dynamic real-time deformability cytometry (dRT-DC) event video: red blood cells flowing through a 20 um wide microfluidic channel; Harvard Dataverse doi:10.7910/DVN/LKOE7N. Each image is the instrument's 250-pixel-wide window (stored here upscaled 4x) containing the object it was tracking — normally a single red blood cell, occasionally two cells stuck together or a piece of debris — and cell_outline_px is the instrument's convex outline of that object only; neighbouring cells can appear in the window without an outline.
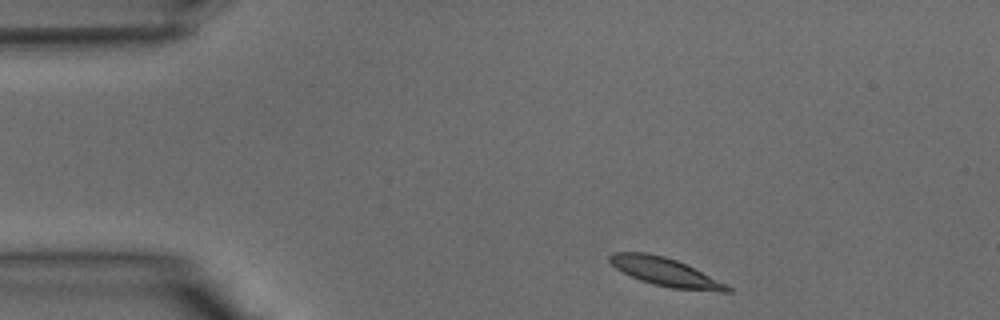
{"species": "common noctule bat (a hibernating species)", "species_latin": "Nyctalus noctula", "temperature_condition": "warm", "stored_images_in_passage": 5, "camera_frame_rate_fps": 3000, "um_per_image_px": 0.085, "animal": {"sex": "male", "body_mass_g": 15.6}, "frame": {"image": 1, "passage_image": 1, "time_ms": 0.0, "image_size_px": [1000, 320], "cell_outline_px": [[732, 292], [720, 292], [672, 288], [652, 284], [640, 280], [616, 268], [608, 260], [608, 256], [612, 252], [644, 252], [664, 256], [676, 260], [732, 288]], "centroid_in_image_um": [56.49, 23.11], "position_along_channel_um": 28.5, "area_um2": 18.9}}